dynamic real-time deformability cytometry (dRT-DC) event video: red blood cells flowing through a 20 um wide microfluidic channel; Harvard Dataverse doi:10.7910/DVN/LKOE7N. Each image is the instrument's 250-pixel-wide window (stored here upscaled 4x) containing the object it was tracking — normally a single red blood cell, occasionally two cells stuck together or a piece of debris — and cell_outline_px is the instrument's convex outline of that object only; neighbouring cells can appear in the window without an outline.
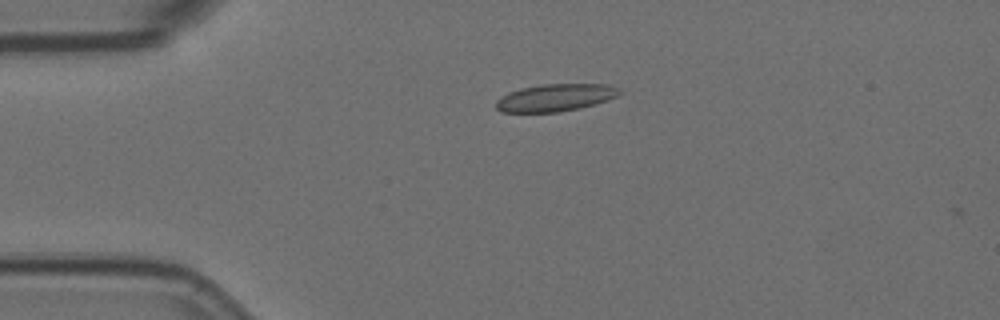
{"species": "Egyptian fruit bat (a non-hibernating species)", "species_latin": "Rousettus aegyptiacus", "temperature_condition": "room temperature", "stored_images_in_passage": 45, "camera_frame_rate_fps": 3000, "um_per_image_px": 0.085, "animal": {"sex": "female"}, "frame": {"image": 1, "passage_image": 1, "time_ms": 0.0, "image_size_px": [1000, 320], "cell_outline_px": [[624, 92], [608, 100], [580, 108], [556, 112], [500, 112], [496, 108], [496, 100], [500, 96], [508, 92], [520, 88], [544, 84], [608, 84], [620, 88]], "centroid_in_image_um": [47.21, 8.29], "position_along_channel_um": 37.8, "area_um2": 19.83}}
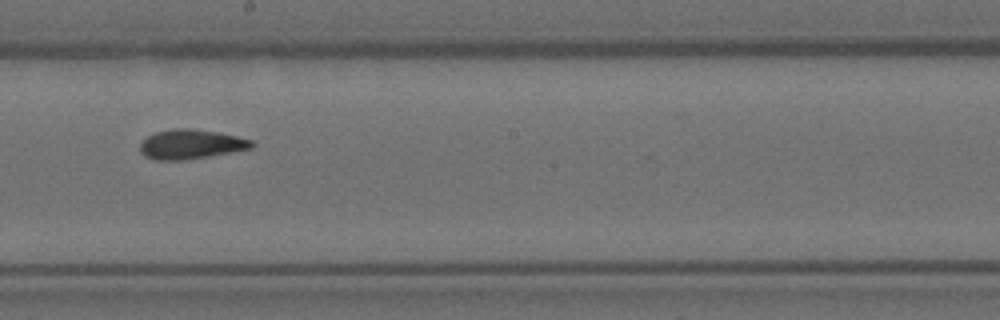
{"frame": {"image": 2, "passage_image": 20, "time_ms": 6.333, "image_size_px": [1000, 320], "cell_outline_px": [[256, 144], [252, 148], [188, 160], [156, 160], [144, 156], [140, 152], [140, 144], [148, 136], [156, 132], [172, 128], [188, 128], [216, 132], [236, 136], [252, 140]], "centroid_in_image_um": [16.22, 12.27], "position_along_channel_um": 232.0, "area_um2": 19.19}}
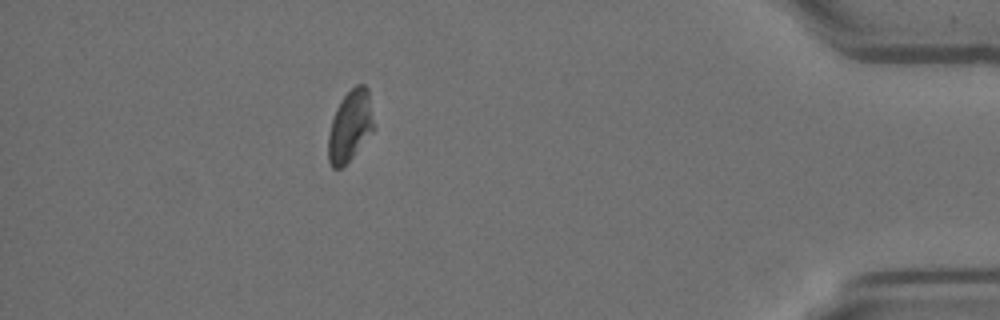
{"frame": {"image": 3, "passage_image": 39, "time_ms": 12.667, "image_size_px": [1000, 320], "cell_outline_px": [[372, 132], [352, 156], [340, 168], [332, 168], [328, 160], [328, 136], [332, 120], [336, 108], [340, 100], [356, 84], [364, 84], [368, 88], [372, 120]], "centroid_in_image_um": [29.72, 10.69], "position_along_channel_um": 405.5, "area_um2": 18.32}, "authors_computed_cell_mechanics": {"area_um2": 19.0162, "velocity_mm_per_s": 3.5324, "shape_relaxation_time_tau1_ms": null, "shape_relaxation_time_tau2_ms": 2.6827, "deformation_change_tau1": null, "deformation_change_tau2": 0.0599}}